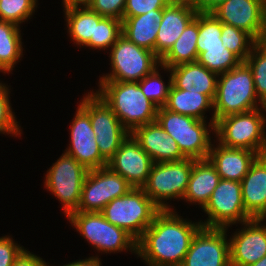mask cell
<instances>
[{
    "label": "cell",
    "mask_w": 266,
    "mask_h": 266,
    "mask_svg": "<svg viewBox=\"0 0 266 266\" xmlns=\"http://www.w3.org/2000/svg\"><path fill=\"white\" fill-rule=\"evenodd\" d=\"M201 227V221L184 220L173 209L160 210L137 240V255L148 266H181Z\"/></svg>",
    "instance_id": "1"
},
{
    "label": "cell",
    "mask_w": 266,
    "mask_h": 266,
    "mask_svg": "<svg viewBox=\"0 0 266 266\" xmlns=\"http://www.w3.org/2000/svg\"><path fill=\"white\" fill-rule=\"evenodd\" d=\"M99 84L96 94L129 133L156 121L158 107L143 94L138 82L99 81Z\"/></svg>",
    "instance_id": "2"
},
{
    "label": "cell",
    "mask_w": 266,
    "mask_h": 266,
    "mask_svg": "<svg viewBox=\"0 0 266 266\" xmlns=\"http://www.w3.org/2000/svg\"><path fill=\"white\" fill-rule=\"evenodd\" d=\"M219 76L211 122L265 106L257 98L252 71L245 62Z\"/></svg>",
    "instance_id": "3"
},
{
    "label": "cell",
    "mask_w": 266,
    "mask_h": 266,
    "mask_svg": "<svg viewBox=\"0 0 266 266\" xmlns=\"http://www.w3.org/2000/svg\"><path fill=\"white\" fill-rule=\"evenodd\" d=\"M260 107L220 118L215 123L214 131L219 143L228 148L246 149L259 156L265 155L266 117L261 111H266V106Z\"/></svg>",
    "instance_id": "4"
},
{
    "label": "cell",
    "mask_w": 266,
    "mask_h": 266,
    "mask_svg": "<svg viewBox=\"0 0 266 266\" xmlns=\"http://www.w3.org/2000/svg\"><path fill=\"white\" fill-rule=\"evenodd\" d=\"M156 121L167 132L168 136L177 142L186 158L208 159L212 145L211 135H209L210 128L215 131V122H210L207 127L204 120L175 113L164 107L157 109Z\"/></svg>",
    "instance_id": "5"
},
{
    "label": "cell",
    "mask_w": 266,
    "mask_h": 266,
    "mask_svg": "<svg viewBox=\"0 0 266 266\" xmlns=\"http://www.w3.org/2000/svg\"><path fill=\"white\" fill-rule=\"evenodd\" d=\"M160 210L142 188L133 187L125 195L108 203L101 214L108 222L138 240Z\"/></svg>",
    "instance_id": "6"
},
{
    "label": "cell",
    "mask_w": 266,
    "mask_h": 266,
    "mask_svg": "<svg viewBox=\"0 0 266 266\" xmlns=\"http://www.w3.org/2000/svg\"><path fill=\"white\" fill-rule=\"evenodd\" d=\"M69 222L97 251L131 250L137 254V240L126 230L108 222L101 212H71Z\"/></svg>",
    "instance_id": "7"
},
{
    "label": "cell",
    "mask_w": 266,
    "mask_h": 266,
    "mask_svg": "<svg viewBox=\"0 0 266 266\" xmlns=\"http://www.w3.org/2000/svg\"><path fill=\"white\" fill-rule=\"evenodd\" d=\"M110 74L100 81L139 82L160 65V58L151 50L137 46L121 35L110 49Z\"/></svg>",
    "instance_id": "8"
},
{
    "label": "cell",
    "mask_w": 266,
    "mask_h": 266,
    "mask_svg": "<svg viewBox=\"0 0 266 266\" xmlns=\"http://www.w3.org/2000/svg\"><path fill=\"white\" fill-rule=\"evenodd\" d=\"M194 161L185 158L180 161L153 163L142 189L161 210L171 209L165 203L167 200L183 198Z\"/></svg>",
    "instance_id": "9"
},
{
    "label": "cell",
    "mask_w": 266,
    "mask_h": 266,
    "mask_svg": "<svg viewBox=\"0 0 266 266\" xmlns=\"http://www.w3.org/2000/svg\"><path fill=\"white\" fill-rule=\"evenodd\" d=\"M88 171L72 155L64 152L46 173L45 187L62 202L66 216L78 209Z\"/></svg>",
    "instance_id": "10"
},
{
    "label": "cell",
    "mask_w": 266,
    "mask_h": 266,
    "mask_svg": "<svg viewBox=\"0 0 266 266\" xmlns=\"http://www.w3.org/2000/svg\"><path fill=\"white\" fill-rule=\"evenodd\" d=\"M79 106L89 115L100 154L108 161L130 133L96 93L85 95Z\"/></svg>",
    "instance_id": "11"
},
{
    "label": "cell",
    "mask_w": 266,
    "mask_h": 266,
    "mask_svg": "<svg viewBox=\"0 0 266 266\" xmlns=\"http://www.w3.org/2000/svg\"><path fill=\"white\" fill-rule=\"evenodd\" d=\"M208 215L202 227L228 228L236 222L245 223L252 218L245 211L241 182L220 179L207 204L202 208Z\"/></svg>",
    "instance_id": "12"
},
{
    "label": "cell",
    "mask_w": 266,
    "mask_h": 266,
    "mask_svg": "<svg viewBox=\"0 0 266 266\" xmlns=\"http://www.w3.org/2000/svg\"><path fill=\"white\" fill-rule=\"evenodd\" d=\"M133 186L108 166L89 170L83 183L81 201L76 211L101 212L115 198L128 193Z\"/></svg>",
    "instance_id": "13"
},
{
    "label": "cell",
    "mask_w": 266,
    "mask_h": 266,
    "mask_svg": "<svg viewBox=\"0 0 266 266\" xmlns=\"http://www.w3.org/2000/svg\"><path fill=\"white\" fill-rule=\"evenodd\" d=\"M227 230L201 227L193 236L181 266H231Z\"/></svg>",
    "instance_id": "14"
},
{
    "label": "cell",
    "mask_w": 266,
    "mask_h": 266,
    "mask_svg": "<svg viewBox=\"0 0 266 266\" xmlns=\"http://www.w3.org/2000/svg\"><path fill=\"white\" fill-rule=\"evenodd\" d=\"M211 13L220 22L246 31L256 41L266 40L265 0H226Z\"/></svg>",
    "instance_id": "15"
},
{
    "label": "cell",
    "mask_w": 266,
    "mask_h": 266,
    "mask_svg": "<svg viewBox=\"0 0 266 266\" xmlns=\"http://www.w3.org/2000/svg\"><path fill=\"white\" fill-rule=\"evenodd\" d=\"M151 157L130 133L108 160L107 166L125 178L133 187L142 188L153 165Z\"/></svg>",
    "instance_id": "16"
},
{
    "label": "cell",
    "mask_w": 266,
    "mask_h": 266,
    "mask_svg": "<svg viewBox=\"0 0 266 266\" xmlns=\"http://www.w3.org/2000/svg\"><path fill=\"white\" fill-rule=\"evenodd\" d=\"M70 125V146L65 150L87 170L107 166V160L100 154L96 135L92 129L89 115L80 107Z\"/></svg>",
    "instance_id": "17"
},
{
    "label": "cell",
    "mask_w": 266,
    "mask_h": 266,
    "mask_svg": "<svg viewBox=\"0 0 266 266\" xmlns=\"http://www.w3.org/2000/svg\"><path fill=\"white\" fill-rule=\"evenodd\" d=\"M262 222L263 219H251L230 237L231 266H250L266 255V225Z\"/></svg>",
    "instance_id": "18"
},
{
    "label": "cell",
    "mask_w": 266,
    "mask_h": 266,
    "mask_svg": "<svg viewBox=\"0 0 266 266\" xmlns=\"http://www.w3.org/2000/svg\"><path fill=\"white\" fill-rule=\"evenodd\" d=\"M198 10L190 0H171L163 9L158 25L155 54L161 59L195 18Z\"/></svg>",
    "instance_id": "19"
},
{
    "label": "cell",
    "mask_w": 266,
    "mask_h": 266,
    "mask_svg": "<svg viewBox=\"0 0 266 266\" xmlns=\"http://www.w3.org/2000/svg\"><path fill=\"white\" fill-rule=\"evenodd\" d=\"M154 163L180 161L186 157L177 142L157 121L137 127L132 133Z\"/></svg>",
    "instance_id": "20"
},
{
    "label": "cell",
    "mask_w": 266,
    "mask_h": 266,
    "mask_svg": "<svg viewBox=\"0 0 266 266\" xmlns=\"http://www.w3.org/2000/svg\"><path fill=\"white\" fill-rule=\"evenodd\" d=\"M242 201L252 219L266 220V153L251 164L241 181Z\"/></svg>",
    "instance_id": "21"
},
{
    "label": "cell",
    "mask_w": 266,
    "mask_h": 266,
    "mask_svg": "<svg viewBox=\"0 0 266 266\" xmlns=\"http://www.w3.org/2000/svg\"><path fill=\"white\" fill-rule=\"evenodd\" d=\"M259 155L250 150L211 145L208 159L215 166L220 179L241 182Z\"/></svg>",
    "instance_id": "22"
},
{
    "label": "cell",
    "mask_w": 266,
    "mask_h": 266,
    "mask_svg": "<svg viewBox=\"0 0 266 266\" xmlns=\"http://www.w3.org/2000/svg\"><path fill=\"white\" fill-rule=\"evenodd\" d=\"M159 66L171 73L172 85L175 88L190 91L194 86L195 90L200 91L201 94L215 99L219 75L198 62L180 64L171 68Z\"/></svg>",
    "instance_id": "23"
},
{
    "label": "cell",
    "mask_w": 266,
    "mask_h": 266,
    "mask_svg": "<svg viewBox=\"0 0 266 266\" xmlns=\"http://www.w3.org/2000/svg\"><path fill=\"white\" fill-rule=\"evenodd\" d=\"M220 176L209 159L195 160L186 192L182 199L198 203L203 208L217 187Z\"/></svg>",
    "instance_id": "24"
},
{
    "label": "cell",
    "mask_w": 266,
    "mask_h": 266,
    "mask_svg": "<svg viewBox=\"0 0 266 266\" xmlns=\"http://www.w3.org/2000/svg\"><path fill=\"white\" fill-rule=\"evenodd\" d=\"M163 9H156L134 17H123L122 35L137 46L155 53L158 25L162 21Z\"/></svg>",
    "instance_id": "25"
},
{
    "label": "cell",
    "mask_w": 266,
    "mask_h": 266,
    "mask_svg": "<svg viewBox=\"0 0 266 266\" xmlns=\"http://www.w3.org/2000/svg\"><path fill=\"white\" fill-rule=\"evenodd\" d=\"M163 107L175 113L206 121L205 111L214 109V100L210 96L195 90L194 86L188 91L177 89L172 85L167 102Z\"/></svg>",
    "instance_id": "26"
},
{
    "label": "cell",
    "mask_w": 266,
    "mask_h": 266,
    "mask_svg": "<svg viewBox=\"0 0 266 266\" xmlns=\"http://www.w3.org/2000/svg\"><path fill=\"white\" fill-rule=\"evenodd\" d=\"M199 34V12L186 26L183 33L176 40L169 51L160 59V65L168 68L197 62V38Z\"/></svg>",
    "instance_id": "27"
},
{
    "label": "cell",
    "mask_w": 266,
    "mask_h": 266,
    "mask_svg": "<svg viewBox=\"0 0 266 266\" xmlns=\"http://www.w3.org/2000/svg\"><path fill=\"white\" fill-rule=\"evenodd\" d=\"M64 11L72 41L84 47L91 38H94L95 23H99L104 17L88 6L64 7Z\"/></svg>",
    "instance_id": "28"
},
{
    "label": "cell",
    "mask_w": 266,
    "mask_h": 266,
    "mask_svg": "<svg viewBox=\"0 0 266 266\" xmlns=\"http://www.w3.org/2000/svg\"><path fill=\"white\" fill-rule=\"evenodd\" d=\"M22 51L20 27L0 20V71L11 72Z\"/></svg>",
    "instance_id": "29"
},
{
    "label": "cell",
    "mask_w": 266,
    "mask_h": 266,
    "mask_svg": "<svg viewBox=\"0 0 266 266\" xmlns=\"http://www.w3.org/2000/svg\"><path fill=\"white\" fill-rule=\"evenodd\" d=\"M244 62L252 71L257 98L266 106V40L257 41Z\"/></svg>",
    "instance_id": "30"
},
{
    "label": "cell",
    "mask_w": 266,
    "mask_h": 266,
    "mask_svg": "<svg viewBox=\"0 0 266 266\" xmlns=\"http://www.w3.org/2000/svg\"><path fill=\"white\" fill-rule=\"evenodd\" d=\"M197 62L217 75L230 71L242 61L224 45L222 47L204 48L198 55Z\"/></svg>",
    "instance_id": "31"
},
{
    "label": "cell",
    "mask_w": 266,
    "mask_h": 266,
    "mask_svg": "<svg viewBox=\"0 0 266 266\" xmlns=\"http://www.w3.org/2000/svg\"><path fill=\"white\" fill-rule=\"evenodd\" d=\"M222 44L234 53L242 62L249 56L251 49L257 42L246 31L231 25L222 23L221 31Z\"/></svg>",
    "instance_id": "32"
},
{
    "label": "cell",
    "mask_w": 266,
    "mask_h": 266,
    "mask_svg": "<svg viewBox=\"0 0 266 266\" xmlns=\"http://www.w3.org/2000/svg\"><path fill=\"white\" fill-rule=\"evenodd\" d=\"M222 22L211 12H199V34L197 38L198 55L204 48L222 47Z\"/></svg>",
    "instance_id": "33"
},
{
    "label": "cell",
    "mask_w": 266,
    "mask_h": 266,
    "mask_svg": "<svg viewBox=\"0 0 266 266\" xmlns=\"http://www.w3.org/2000/svg\"><path fill=\"white\" fill-rule=\"evenodd\" d=\"M121 35L122 21L113 17H104L99 23H95L94 38L84 46L106 50L112 47Z\"/></svg>",
    "instance_id": "34"
},
{
    "label": "cell",
    "mask_w": 266,
    "mask_h": 266,
    "mask_svg": "<svg viewBox=\"0 0 266 266\" xmlns=\"http://www.w3.org/2000/svg\"><path fill=\"white\" fill-rule=\"evenodd\" d=\"M169 78L168 84L165 85L161 75L159 74L158 67H156L151 73L146 75L138 82L143 94L158 108L163 107L167 102V98L172 86L171 74Z\"/></svg>",
    "instance_id": "35"
},
{
    "label": "cell",
    "mask_w": 266,
    "mask_h": 266,
    "mask_svg": "<svg viewBox=\"0 0 266 266\" xmlns=\"http://www.w3.org/2000/svg\"><path fill=\"white\" fill-rule=\"evenodd\" d=\"M38 0H0V20L20 26L35 12Z\"/></svg>",
    "instance_id": "36"
},
{
    "label": "cell",
    "mask_w": 266,
    "mask_h": 266,
    "mask_svg": "<svg viewBox=\"0 0 266 266\" xmlns=\"http://www.w3.org/2000/svg\"><path fill=\"white\" fill-rule=\"evenodd\" d=\"M8 87L0 83V133H7L8 135H21L19 124L15 119L9 100Z\"/></svg>",
    "instance_id": "37"
},
{
    "label": "cell",
    "mask_w": 266,
    "mask_h": 266,
    "mask_svg": "<svg viewBox=\"0 0 266 266\" xmlns=\"http://www.w3.org/2000/svg\"><path fill=\"white\" fill-rule=\"evenodd\" d=\"M126 0H93L88 7L103 17H113L122 21Z\"/></svg>",
    "instance_id": "38"
},
{
    "label": "cell",
    "mask_w": 266,
    "mask_h": 266,
    "mask_svg": "<svg viewBox=\"0 0 266 266\" xmlns=\"http://www.w3.org/2000/svg\"><path fill=\"white\" fill-rule=\"evenodd\" d=\"M171 0H126L123 17H134L156 9H164Z\"/></svg>",
    "instance_id": "39"
},
{
    "label": "cell",
    "mask_w": 266,
    "mask_h": 266,
    "mask_svg": "<svg viewBox=\"0 0 266 266\" xmlns=\"http://www.w3.org/2000/svg\"><path fill=\"white\" fill-rule=\"evenodd\" d=\"M23 249L10 236L0 237V266H12Z\"/></svg>",
    "instance_id": "40"
},
{
    "label": "cell",
    "mask_w": 266,
    "mask_h": 266,
    "mask_svg": "<svg viewBox=\"0 0 266 266\" xmlns=\"http://www.w3.org/2000/svg\"><path fill=\"white\" fill-rule=\"evenodd\" d=\"M12 266H49L40 257L29 251L23 249L21 253L16 257L15 262Z\"/></svg>",
    "instance_id": "41"
},
{
    "label": "cell",
    "mask_w": 266,
    "mask_h": 266,
    "mask_svg": "<svg viewBox=\"0 0 266 266\" xmlns=\"http://www.w3.org/2000/svg\"><path fill=\"white\" fill-rule=\"evenodd\" d=\"M226 0H190L191 4L198 10V12H211L220 3Z\"/></svg>",
    "instance_id": "42"
},
{
    "label": "cell",
    "mask_w": 266,
    "mask_h": 266,
    "mask_svg": "<svg viewBox=\"0 0 266 266\" xmlns=\"http://www.w3.org/2000/svg\"><path fill=\"white\" fill-rule=\"evenodd\" d=\"M63 266H101L100 258L97 257H90L86 258L85 260H79L72 263H69L67 265Z\"/></svg>",
    "instance_id": "43"
},
{
    "label": "cell",
    "mask_w": 266,
    "mask_h": 266,
    "mask_svg": "<svg viewBox=\"0 0 266 266\" xmlns=\"http://www.w3.org/2000/svg\"><path fill=\"white\" fill-rule=\"evenodd\" d=\"M93 0H63L64 7H84L88 6Z\"/></svg>",
    "instance_id": "44"
},
{
    "label": "cell",
    "mask_w": 266,
    "mask_h": 266,
    "mask_svg": "<svg viewBox=\"0 0 266 266\" xmlns=\"http://www.w3.org/2000/svg\"><path fill=\"white\" fill-rule=\"evenodd\" d=\"M250 266H266V255Z\"/></svg>",
    "instance_id": "45"
},
{
    "label": "cell",
    "mask_w": 266,
    "mask_h": 266,
    "mask_svg": "<svg viewBox=\"0 0 266 266\" xmlns=\"http://www.w3.org/2000/svg\"><path fill=\"white\" fill-rule=\"evenodd\" d=\"M265 25H266V0H265Z\"/></svg>",
    "instance_id": "46"
}]
</instances>
